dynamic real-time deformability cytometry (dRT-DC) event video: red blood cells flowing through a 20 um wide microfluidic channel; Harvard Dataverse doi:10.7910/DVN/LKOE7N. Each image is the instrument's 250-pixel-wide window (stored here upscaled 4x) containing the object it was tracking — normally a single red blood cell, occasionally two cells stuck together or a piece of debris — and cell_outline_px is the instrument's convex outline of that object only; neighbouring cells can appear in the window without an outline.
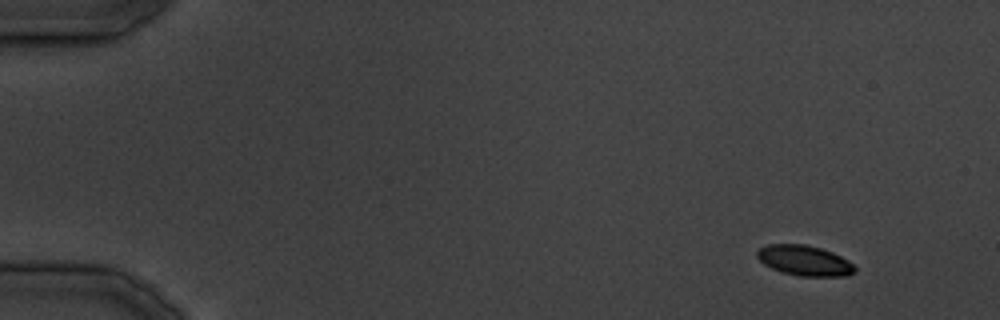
{"species": "common noctule bat (a hibernating species)", "species_latin": "Nyctalus noctula", "temperature_condition": "cold", "stored_images_in_passage": 12, "camera_frame_rate_fps": 3000, "um_per_image_px": 0.085, "animal": {"sex": "male", "body_mass_g": 19.5, "forearm_length_mm": 54.6}, "frame": {"image": 1, "passage_image": 3, "time_ms": 2.333, "image_size_px": [1000, 320], "cell_outline_px": [[856, 272], [848, 276], [800, 276], [780, 272], [764, 264], [756, 256], [756, 252], [760, 248], [768, 244], [804, 244], [820, 248], [832, 252], [848, 260], [856, 268]], "centroid_in_image_um": [68.38, 22.15], "position_along_channel_um": 16.6, "area_um2": 17.28}}